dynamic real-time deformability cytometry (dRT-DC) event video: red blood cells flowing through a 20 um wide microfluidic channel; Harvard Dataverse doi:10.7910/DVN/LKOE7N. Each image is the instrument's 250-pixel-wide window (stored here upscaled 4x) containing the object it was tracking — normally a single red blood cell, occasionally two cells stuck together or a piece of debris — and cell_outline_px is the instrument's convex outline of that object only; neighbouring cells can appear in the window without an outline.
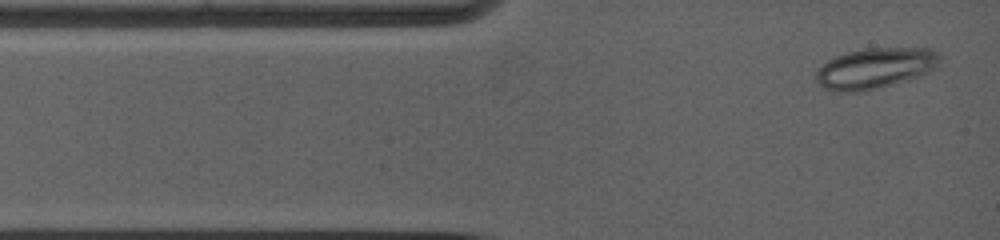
{"species": "common noctule bat (a hibernating species)", "species_latin": "Nyctalus noctula", "temperature_condition": "warm", "stored_images_in_passage": 12, "camera_frame_rate_fps": 5000, "um_per_image_px": 0.085, "animal": {"sex": "female", "body_mass_g": 19.0, "forearm_length_mm": 53.3}, "frame": {"image": 1, "passage_image": 1, "time_ms": 0.0, "image_size_px": [1000, 240], "cell_outline_px": [[940, 64], [928, 72], [920, 76], [872, 88], [828, 88], [816, 84], [812, 76], [820, 64], [836, 56], [848, 52], [864, 48], [932, 48], [940, 52]], "centroid_in_image_um": [74.42, 5.71], "position_along_channel_um": 10.6, "area_um2": 28.44}}
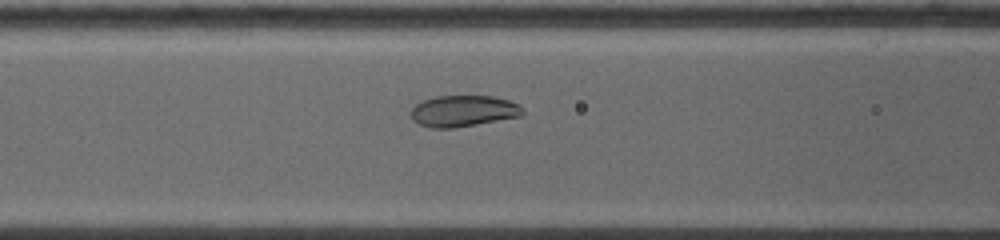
{"frame": {"image": 2, "passage_image": 9, "time_ms": 4.0, "image_size_px": [1000, 240], "cell_outline_px": [[524, 112], [520, 116], [452, 128], [432, 128], [420, 124], [412, 116], [412, 108], [416, 104], [424, 100], [436, 96], [492, 96], [508, 100], [520, 104]], "centroid_in_image_um": [39.41, 9.42], "position_along_channel_um": 127.2, "area_um2": 20.0}}
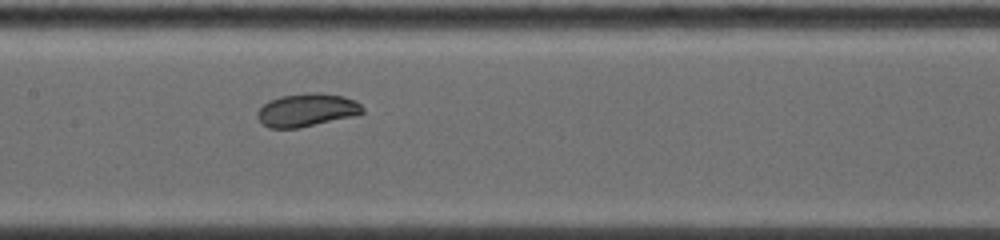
{"frame": {"image": 3, "passage_image": 12, "time_ms": 5.4, "image_size_px": [1000, 240], "cell_outline_px": [[364, 112], [348, 116], [296, 128], [272, 128], [264, 124], [260, 120], [260, 108], [268, 100], [280, 96], [308, 92], [320, 92], [344, 96], [356, 100], [364, 108]], "centroid_in_image_um": [26.09, 9.31], "position_along_channel_um": 181.3, "area_um2": 19.71}}